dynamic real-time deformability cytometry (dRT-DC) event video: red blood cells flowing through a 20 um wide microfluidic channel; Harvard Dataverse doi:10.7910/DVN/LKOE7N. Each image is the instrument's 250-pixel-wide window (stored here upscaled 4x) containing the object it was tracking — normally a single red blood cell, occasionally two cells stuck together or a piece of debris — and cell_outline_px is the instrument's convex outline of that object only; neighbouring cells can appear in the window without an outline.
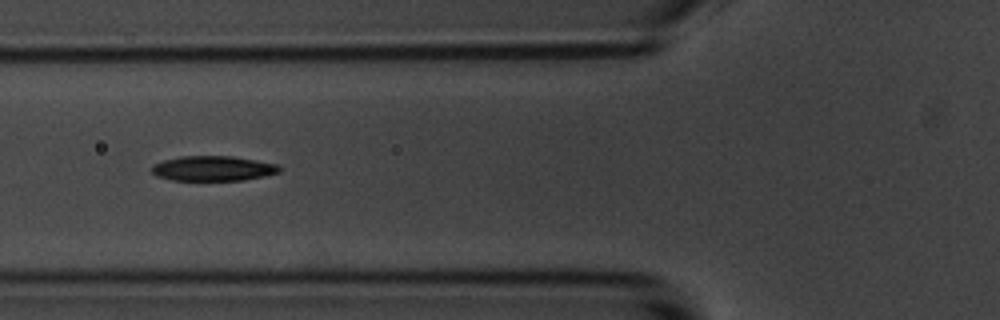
{"species": "common noctule bat (a hibernating species)", "species_latin": "Nyctalus noctula", "temperature_condition": "room temperature", "stored_images_in_passage": 5, "camera_frame_rate_fps": 3000, "um_per_image_px": 0.085, "animal": {"sex": "male", "body_mass_g": 20.1, "forearm_length_mm": 53.5}, "frame": {"image": 1, "passage_image": 4, "time_ms": 4.333, "image_size_px": [1000, 320], "cell_outline_px": [[284, 168], [280, 172], [264, 176], [244, 180], [172, 180], [156, 176], [152, 172], [152, 164], [164, 160], [180, 156], [232, 156], [280, 164]], "centroid_in_image_um": [18.15, 14.31], "position_along_channel_um": 107.6, "area_um2": 18.79}}
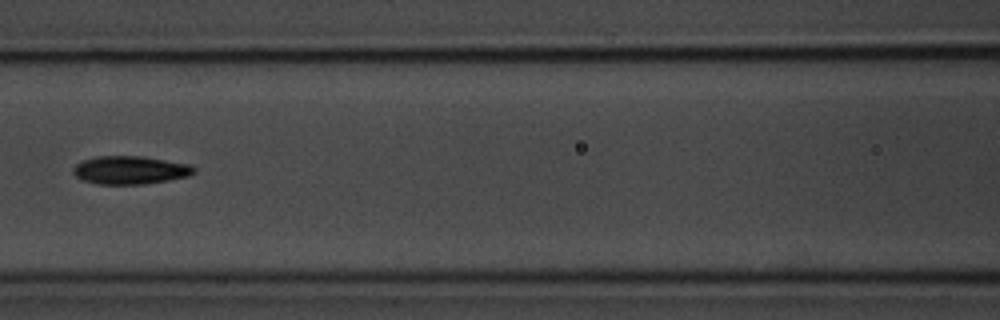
{"frame": {"image": 2, "passage_image": 5, "time_ms": 5.667, "image_size_px": [1000, 320], "cell_outline_px": [[196, 172], [188, 176], [168, 180], [144, 184], [100, 184], [84, 180], [76, 176], [72, 172], [72, 168], [76, 164], [84, 160], [96, 156], [144, 156], [192, 164], [196, 168]], "centroid_in_image_um": [11.11, 14.44], "position_along_channel_um": 155.5, "area_um2": 19.94}}